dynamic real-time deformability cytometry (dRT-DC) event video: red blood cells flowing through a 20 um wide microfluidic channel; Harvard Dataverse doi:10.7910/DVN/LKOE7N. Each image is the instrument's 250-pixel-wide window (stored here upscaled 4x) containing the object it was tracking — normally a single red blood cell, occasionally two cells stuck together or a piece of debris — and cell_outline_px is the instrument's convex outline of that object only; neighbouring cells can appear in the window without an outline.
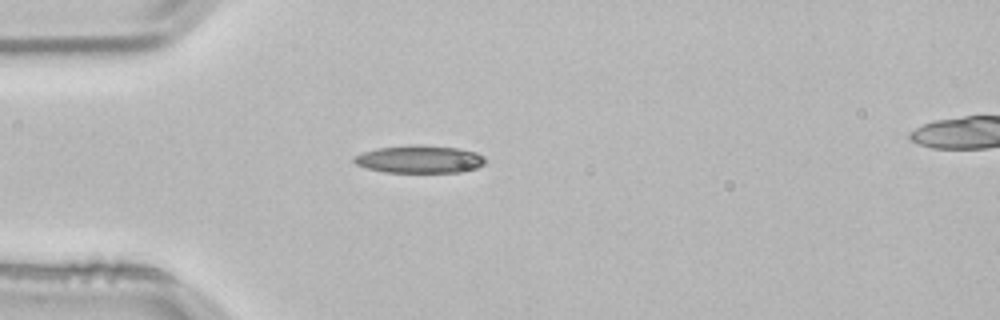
{"species": "common noctule bat (a hibernating species)", "species_latin": "Nyctalus noctula", "temperature_condition": "room temperature", "stored_images_in_passage": 2, "segment_of_instrument_passage": [1, 2], "camera_frame_rate_fps": 3000, "um_per_image_px": 0.085, "animal": {"sex": "male", "body_mass_g": 21.5, "forearm_length_mm": 52.0}, "frame": {"image": 1, "passage_image": 1, "time_ms": 0.0, "image_size_px": [1000, 320], "cell_outline_px": [[484, 164], [476, 168], [460, 172], [384, 172], [364, 168], [356, 164], [352, 160], [352, 156], [360, 152], [376, 148], [408, 144], [416, 144], [460, 148], [476, 152], [484, 156]], "centroid_in_image_um": [35.59, 13.52], "position_along_channel_um": 49.4, "area_um2": 21.56}}